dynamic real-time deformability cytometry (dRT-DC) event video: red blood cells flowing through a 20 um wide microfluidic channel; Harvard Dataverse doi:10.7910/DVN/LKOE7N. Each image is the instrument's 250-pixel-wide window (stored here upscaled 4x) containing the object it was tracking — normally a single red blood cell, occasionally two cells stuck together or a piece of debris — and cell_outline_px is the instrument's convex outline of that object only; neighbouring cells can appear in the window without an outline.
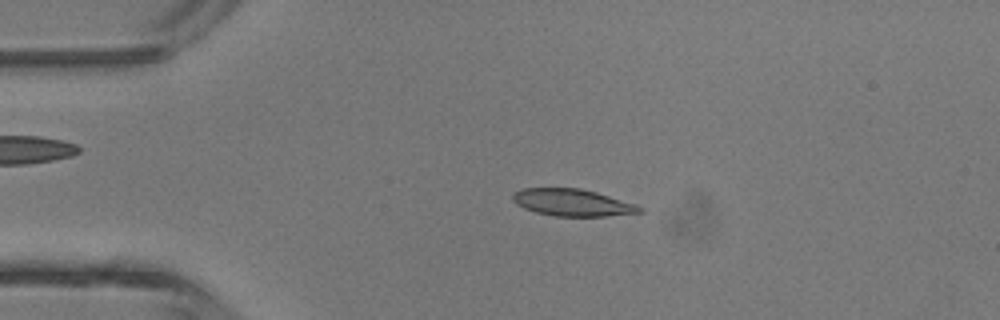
{"species": "common noctule bat (a hibernating species)", "species_latin": "Nyctalus noctula", "temperature_condition": "room temperature", "stored_images_in_passage": 2, "camera_frame_rate_fps": 3000, "um_per_image_px": 0.085, "animal": {"sex": "male", "body_mass_g": 13.3}, "frame": {"image": 1, "passage_image": 1, "time_ms": 0.0, "image_size_px": [1000, 320], "cell_outline_px": [[644, 212], [608, 216], [556, 216], [536, 212], [524, 208], [516, 204], [512, 200], [512, 192], [520, 188], [580, 188], [596, 192], [636, 204], [644, 208]], "centroid_in_image_um": [48.65, 17.21], "position_along_channel_um": 36.4, "area_um2": 20.11}}